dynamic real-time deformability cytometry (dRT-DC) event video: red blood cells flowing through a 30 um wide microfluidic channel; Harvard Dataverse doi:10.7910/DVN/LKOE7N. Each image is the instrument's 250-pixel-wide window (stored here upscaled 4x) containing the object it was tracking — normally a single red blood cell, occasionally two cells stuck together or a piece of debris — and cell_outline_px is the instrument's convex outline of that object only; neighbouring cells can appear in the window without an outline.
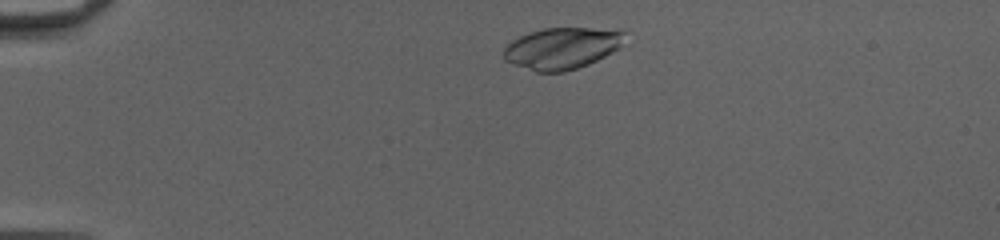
{"species": "common noctule bat (a hibernating species)", "species_latin": "Nyctalus noctula", "temperature_condition": "cold", "stored_images_in_passage": 42, "camera_frame_rate_fps": 3000, "um_per_image_px": 0.085, "animal": {"sex": "female", "body_mass_g": 20.0, "forearm_length_mm": 54.0}, "frame": {"image": 1, "passage_image": 3, "time_ms": 0.667, "image_size_px": [1000, 240], "cell_outline_px": [[628, 28], [624, 44], [620, 48], [588, 64], [564, 72], [536, 72], [512, 64], [504, 60], [504, 48], [512, 40], [528, 32], [544, 28]], "centroid_in_image_um": [47.84, 4.07], "position_along_channel_um": 37.2, "area_um2": 29.88}}
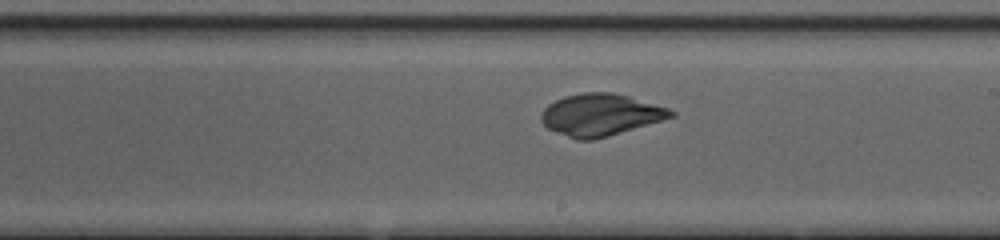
{"frame": {"image": 2, "passage_image": 22, "time_ms": 7.0, "image_size_px": [1000, 240], "cell_outline_px": [[676, 116], [608, 136], [592, 140], [576, 140], [556, 132], [548, 128], [540, 120], [540, 112], [548, 104], [564, 96], [584, 92], [612, 92], [628, 96], [668, 108], [676, 112]], "centroid_in_image_um": [51.02, 9.76], "position_along_channel_um": 238.0, "area_um2": 31.67}}
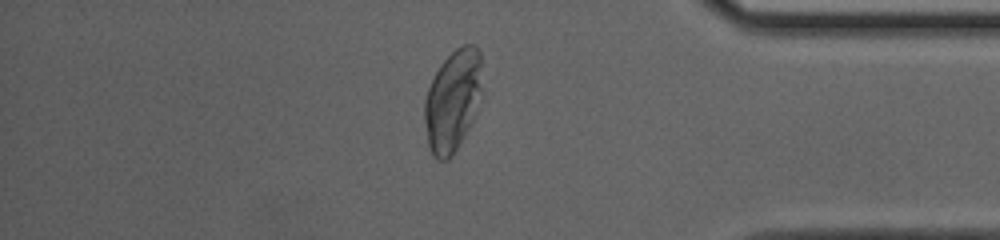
{"frame": {"image": 3, "passage_image": 35, "time_ms": 11.333, "image_size_px": [1000, 240], "cell_outline_px": [[484, 96], [460, 144], [448, 160], [436, 160], [432, 156], [428, 148], [424, 120], [424, 100], [428, 88], [440, 64], [456, 48], [464, 44], [476, 44], [480, 52], [484, 92]], "centroid_in_image_um": [38.51, 8.54], "position_along_channel_um": 396.7, "area_um2": 34.97}}